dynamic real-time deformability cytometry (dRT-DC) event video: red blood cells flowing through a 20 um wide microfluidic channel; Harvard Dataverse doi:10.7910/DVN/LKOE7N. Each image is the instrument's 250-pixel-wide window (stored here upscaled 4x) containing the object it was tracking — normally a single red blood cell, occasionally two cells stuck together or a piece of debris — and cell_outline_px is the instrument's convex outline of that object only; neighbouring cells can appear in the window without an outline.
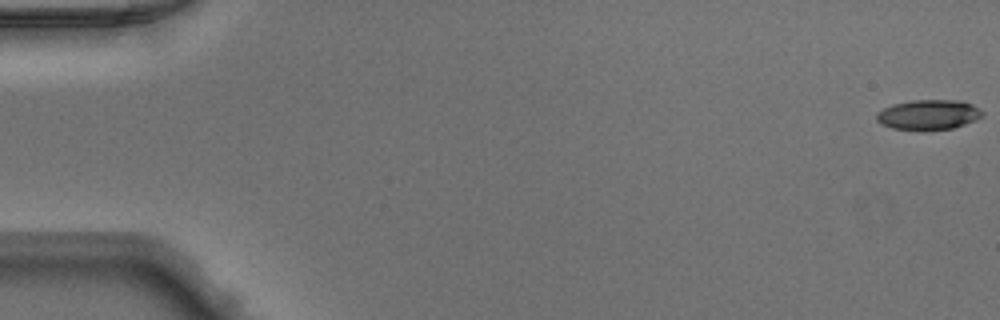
{"species": "Egyptian fruit bat (a non-hibernating species)", "species_latin": "Rousettus aegyptiacus", "temperature_condition": "warm", "stored_images_in_passage": 50, "camera_frame_rate_fps": 3000, "um_per_image_px": 0.085, "animal": {"sex": "male"}, "frame": {"image": 1, "passage_image": 1, "time_ms": 0.0, "image_size_px": [1000, 320], "cell_outline_px": [[984, 112], [976, 120], [952, 128], [924, 132], [892, 128], [880, 124], [876, 120], [876, 112], [892, 104], [912, 100], [956, 100], [972, 104]], "centroid_in_image_um": [78.87, 9.77], "position_along_channel_um": 6.1, "area_um2": 18.84}}
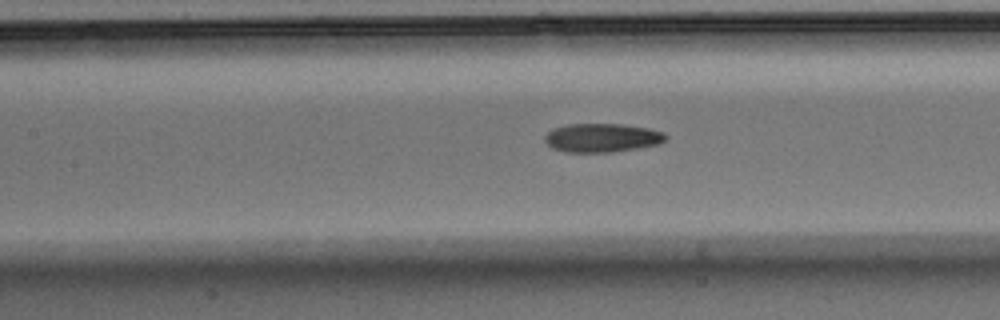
{"frame": {"image": 2, "passage_image": 23, "time_ms": 7.333, "image_size_px": [1000, 320], "cell_outline_px": [[668, 136], [664, 140], [656, 144], [608, 152], [564, 152], [552, 148], [544, 140], [544, 136], [552, 128], [568, 124], [624, 124], [648, 128], [664, 132]], "centroid_in_image_um": [51.12, 11.69], "position_along_channel_um": 156.3, "area_um2": 20.06}}
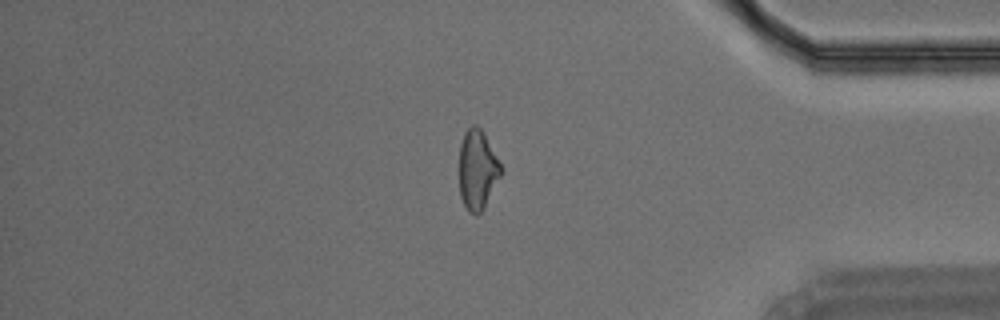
{"frame": {"image": 3, "passage_image": 42, "time_ms": 13.667, "image_size_px": [1000, 320], "cell_outline_px": [[504, 172], [484, 208], [476, 216], [468, 212], [460, 196], [460, 144], [464, 132], [472, 124], [476, 124], [484, 132], [504, 168]], "centroid_in_image_um": [40.62, 14.42], "position_along_channel_um": 394.6, "area_um2": 19.83}}